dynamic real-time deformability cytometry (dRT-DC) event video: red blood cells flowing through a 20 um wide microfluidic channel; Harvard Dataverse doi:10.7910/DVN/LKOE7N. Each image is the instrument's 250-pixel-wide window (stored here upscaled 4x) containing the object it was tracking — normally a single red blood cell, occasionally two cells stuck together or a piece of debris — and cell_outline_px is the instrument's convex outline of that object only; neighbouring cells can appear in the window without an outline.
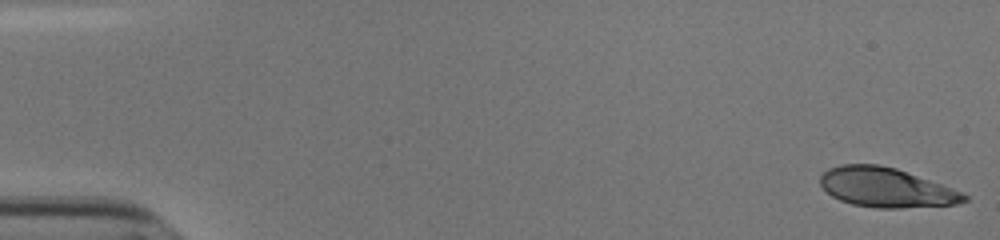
{"species": "human", "species_latin": "Homo sapiens", "temperature_condition": "cold", "stored_images_in_passage": 53, "camera_frame_rate_fps": 3000, "um_per_image_px": 0.085, "donor": {"sex": "male"}, "frame": {"image": 1, "passage_image": 1, "time_ms": 0.0, "image_size_px": [1000, 240], "cell_outline_px": [[968, 200], [956, 204], [896, 208], [880, 208], [852, 204], [840, 200], [832, 196], [820, 184], [820, 176], [824, 172], [832, 168], [844, 164], [876, 164], [896, 168], [940, 184], [960, 192], [968, 196]], "centroid_in_image_um": [75.3, 15.94], "position_along_channel_um": 9.7, "area_um2": 32.48}}
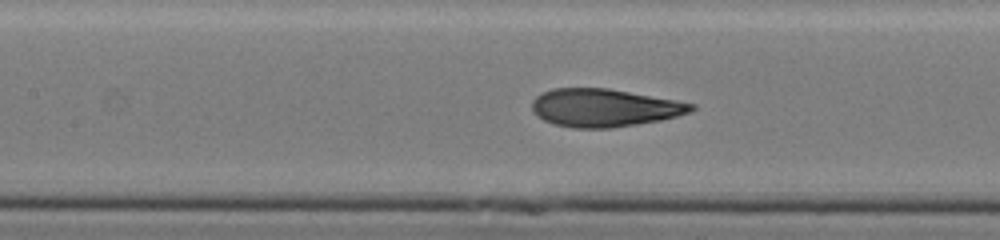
{"frame": {"image": 2, "passage_image": 25, "time_ms": 8.0, "image_size_px": [1000, 240], "cell_outline_px": [[696, 108], [692, 112], [660, 120], [636, 124], [608, 128], [576, 128], [556, 124], [544, 120], [532, 108], [532, 100], [536, 96], [552, 88], [608, 88], [696, 104]], "centroid_in_image_um": [51.38, 9.15], "position_along_channel_um": 156.0, "area_um2": 34.8}}
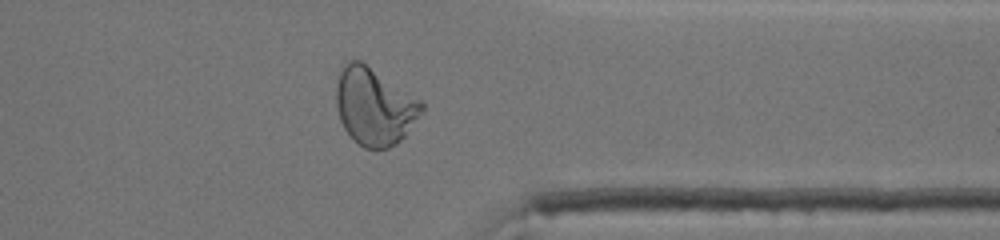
{"frame": {"image": 3, "passage_image": 43, "time_ms": 14.0, "image_size_px": [1000, 240], "cell_outline_px": [[424, 108], [404, 136], [396, 144], [388, 148], [364, 148], [344, 128], [340, 120], [336, 104], [336, 88], [340, 72], [352, 60], [360, 60], [420, 100], [424, 104]], "centroid_in_image_um": [31.81, 9.06], "position_along_channel_um": 379.6, "area_um2": 37.45}, "authors_computed_cell_mechanics": {"area_um2": 35.0846, "velocity_mm_per_s": 3.8098, "shape_relaxation_time_tau1_ms": 5.4429, "shape_relaxation_time_tau2_ms": 0.8704, "deformation_change_tau1": 0.2155, "deformation_change_tau2": 0.0643}}